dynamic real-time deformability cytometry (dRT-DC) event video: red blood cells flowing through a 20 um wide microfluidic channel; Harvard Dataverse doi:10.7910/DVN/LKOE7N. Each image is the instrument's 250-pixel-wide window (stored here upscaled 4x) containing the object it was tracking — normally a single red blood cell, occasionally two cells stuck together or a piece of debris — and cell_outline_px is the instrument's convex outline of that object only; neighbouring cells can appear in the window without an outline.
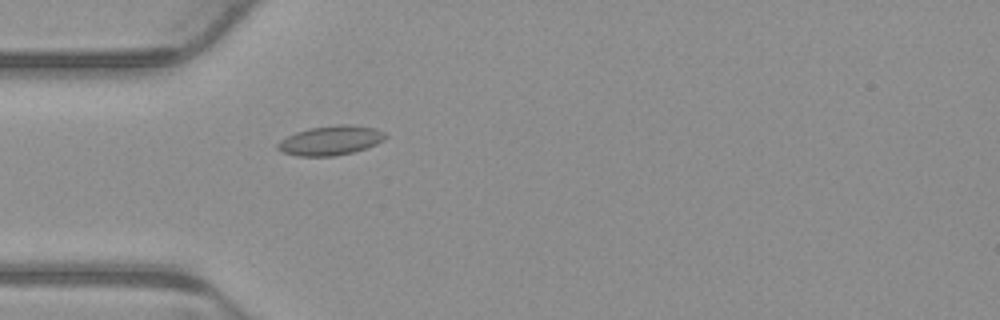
{"species": "common noctule bat (a hibernating species)", "species_latin": "Nyctalus noctula", "temperature_condition": "warm", "stored_images_in_passage": 4, "camera_frame_rate_fps": 3000, "um_per_image_px": 0.085, "animal": {"sex": "male", "body_mass_g": 23.1, "forearm_length_mm": 52.7}, "frame": {"image": 1, "passage_image": 4, "time_ms": 1.0, "image_size_px": [1000, 320], "cell_outline_px": [[388, 136], [384, 140], [376, 144], [352, 152], [336, 156], [296, 156], [284, 152], [276, 148], [276, 144], [280, 140], [296, 132], [308, 128], [336, 124], [352, 124], [376, 128], [384, 132]], "centroid_in_image_um": [28.11, 11.92], "position_along_channel_um": 56.9, "area_um2": 18.61}}